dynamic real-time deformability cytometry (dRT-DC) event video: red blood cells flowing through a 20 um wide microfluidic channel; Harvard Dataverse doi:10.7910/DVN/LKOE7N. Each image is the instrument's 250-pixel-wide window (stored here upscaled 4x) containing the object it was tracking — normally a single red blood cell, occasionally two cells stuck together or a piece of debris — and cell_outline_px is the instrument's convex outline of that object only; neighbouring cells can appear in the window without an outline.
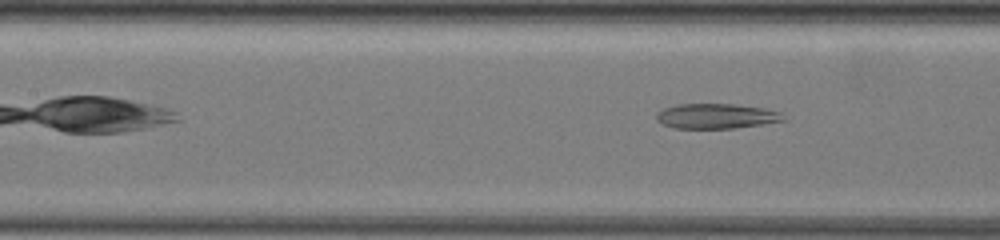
{"species": "common noctule bat (a hibernating species)", "species_latin": "Nyctalus noctula", "temperature_condition": "warm", "stored_images_in_passage": 26, "camera_frame_rate_fps": 3000, "um_per_image_px": 0.085, "animal": {"sex": "female", "body_mass_g": 19.5, "forearm_length_mm": 54.1}, "frame": {"image": 1, "passage_image": 7, "time_ms": 2.0, "image_size_px": [1000, 240], "cell_outline_px": [[784, 120], [760, 124], [732, 128], [676, 128], [664, 124], [656, 120], [656, 116], [664, 108], [676, 104], [732, 104], [760, 108], [776, 112]], "centroid_in_image_um": [60.77, 9.87], "position_along_channel_um": 146.6, "area_um2": 17.8}}
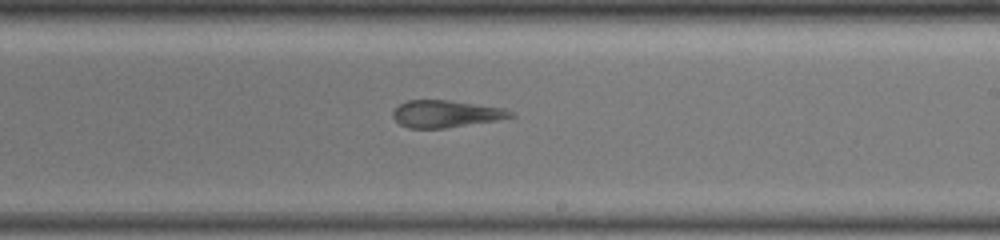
{"frame": {"image": 2, "passage_image": 16, "time_ms": 5.0, "image_size_px": [1000, 240], "cell_outline_px": [[516, 116], [496, 120], [444, 128], [408, 128], [400, 124], [392, 116], [392, 112], [400, 104], [408, 100], [448, 100], [504, 108], [512, 112]], "centroid_in_image_um": [37.88, 9.67], "position_along_channel_um": 251.1, "area_um2": 18.38}}
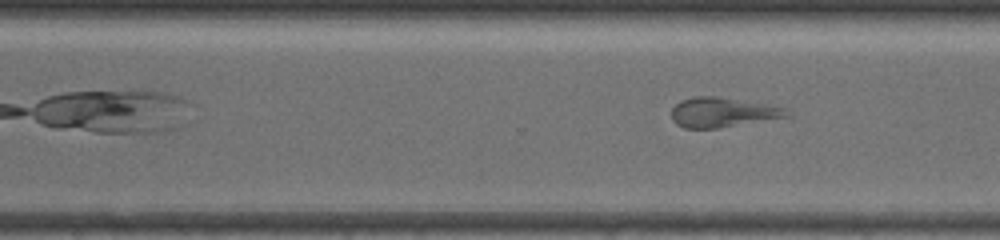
{"frame": {"image": 3, "passage_image": 21, "time_ms": 6.667, "image_size_px": [1000, 240], "cell_outline_px": [[792, 116], [716, 128], [684, 128], [676, 124], [672, 120], [672, 108], [680, 100], [692, 96], [716, 96], [784, 108]], "centroid_in_image_um": [61.35, 9.55], "position_along_channel_um": 309.3, "area_um2": 19.65}}